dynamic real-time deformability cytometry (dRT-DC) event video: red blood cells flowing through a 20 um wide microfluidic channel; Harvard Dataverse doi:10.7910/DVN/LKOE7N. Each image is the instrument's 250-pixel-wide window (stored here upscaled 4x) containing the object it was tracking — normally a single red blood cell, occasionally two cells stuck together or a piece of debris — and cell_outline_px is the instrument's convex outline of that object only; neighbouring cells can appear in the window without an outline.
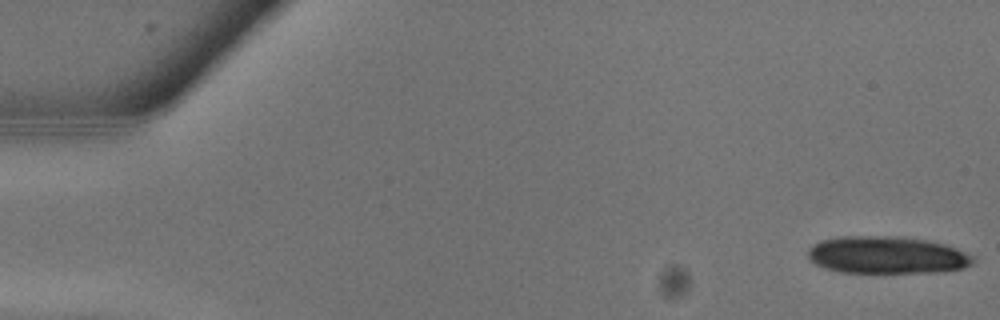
{"species": "common noctule bat (a hibernating species)", "species_latin": "Nyctalus noctula", "temperature_condition": "warm", "stored_images_in_passage": 12, "camera_frame_rate_fps": 3000, "um_per_image_px": 0.085, "animal": {"sex": "male", "body_mass_g": 13.3}, "frame": {"image": 1, "passage_image": 1, "time_ms": 0.0, "image_size_px": [1000, 320], "cell_outline_px": [[976, 260], [972, 264], [964, 268], [936, 272], [840, 272], [824, 268], [816, 264], [808, 256], [808, 248], [812, 244], [820, 240], [840, 236], [896, 236], [928, 240], [944, 244], [956, 248], [972, 256]], "centroid_in_image_um": [75.37, 21.67], "position_along_channel_um": 9.6, "area_um2": 35.95}}
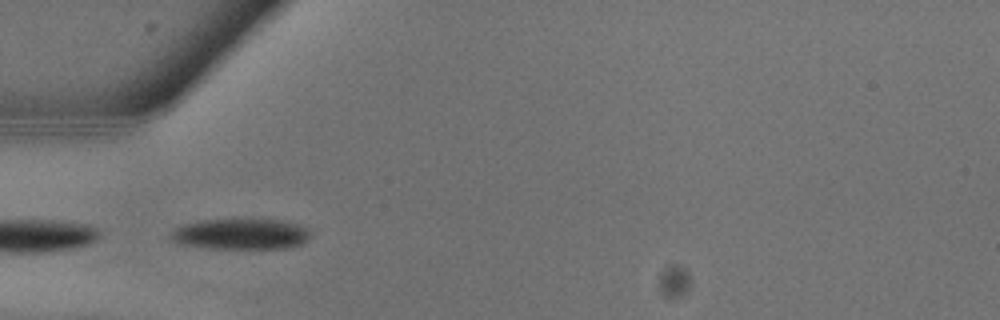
{"frame": {"image": 2, "passage_image": 9, "time_ms": 2.667, "image_size_px": [1000, 320], "cell_outline_px": [[312, 232], [300, 244], [284, 248], [204, 248], [176, 244], [168, 236], [168, 232], [172, 228], [184, 224], [200, 220], [232, 216], [252, 216], [288, 220], [300, 224], [308, 228]], "centroid_in_image_um": [20.4, 19.81], "position_along_channel_um": 64.6, "area_um2": 26.88}}
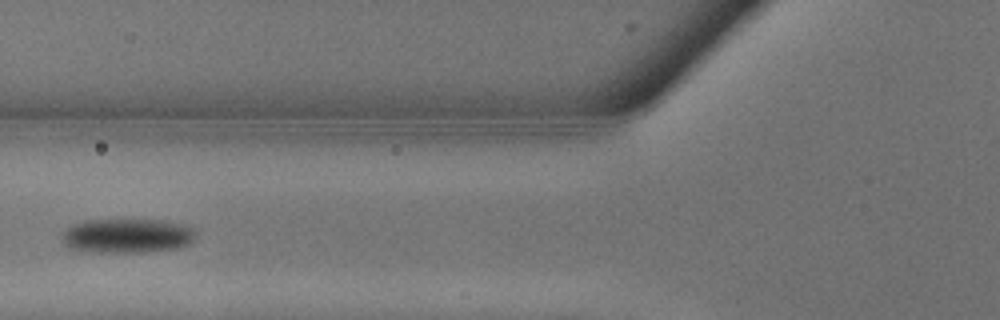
{"frame": {"image": 3, "passage_image": 11, "time_ms": 3.333, "image_size_px": [1000, 320], "cell_outline_px": [[196, 232], [192, 240], [188, 244], [180, 248], [144, 252], [96, 252], [68, 248], [60, 240], [64, 232], [68, 228], [76, 224], [88, 220], [160, 220], [184, 224], [192, 228]], "centroid_in_image_um": [10.82, 20.05], "position_along_channel_um": 115.0, "area_um2": 26.7}}